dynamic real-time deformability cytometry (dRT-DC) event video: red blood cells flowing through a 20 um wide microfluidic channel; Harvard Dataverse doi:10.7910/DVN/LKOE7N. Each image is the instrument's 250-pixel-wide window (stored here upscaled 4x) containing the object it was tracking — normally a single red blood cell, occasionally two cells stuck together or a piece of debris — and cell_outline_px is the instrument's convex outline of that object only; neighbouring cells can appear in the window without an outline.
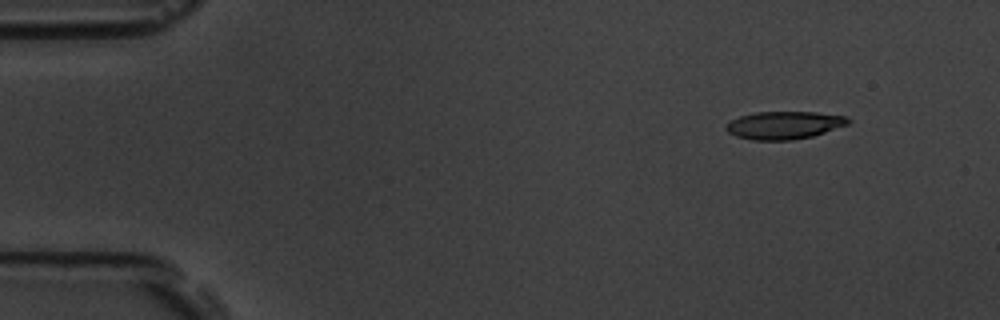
{"species": "common noctule bat (a hibernating species)", "species_latin": "Nyctalus noctula", "temperature_condition": "room temperature", "stored_images_in_passage": 3, "camera_frame_rate_fps": 3000, "um_per_image_px": 0.085, "animal": {"sex": "male", "body_mass_g": 19.5, "forearm_length_mm": 54.6}, "frame": {"image": 1, "passage_image": 1, "time_ms": 0.0, "image_size_px": [1000, 320], "cell_outline_px": [[852, 120], [848, 124], [812, 136], [792, 140], [752, 140], [736, 136], [728, 132], [724, 128], [732, 120], [740, 116], [756, 112], [816, 112], [848, 116]], "centroid_in_image_um": [66.67, 10.63], "position_along_channel_um": 18.3, "area_um2": 19.71}}